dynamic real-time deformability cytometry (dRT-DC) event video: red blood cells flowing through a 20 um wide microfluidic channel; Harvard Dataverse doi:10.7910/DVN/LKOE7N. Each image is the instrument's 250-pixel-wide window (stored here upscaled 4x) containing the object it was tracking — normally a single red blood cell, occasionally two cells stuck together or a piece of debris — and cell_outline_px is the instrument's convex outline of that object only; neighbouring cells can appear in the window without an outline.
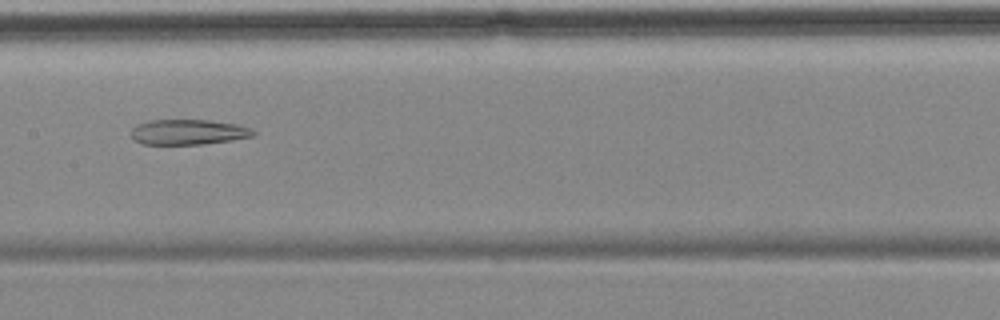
{"species": "common noctule bat (a hibernating species)", "species_latin": "Nyctalus noctula", "temperature_condition": "cold", "stored_images_in_passage": 9, "camera_frame_rate_fps": 3000, "um_per_image_px": 0.085, "animal": {"sex": "female", "body_mass_g": 18.4}, "frame": {"image": 1, "passage_image": 8, "time_ms": 8.0, "image_size_px": [1000, 320], "cell_outline_px": [[256, 132], [252, 136], [232, 140], [204, 144], [144, 144], [136, 140], [132, 136], [132, 128], [136, 124], [148, 120], [208, 120], [236, 124], [252, 128]], "centroid_in_image_um": [16.01, 11.22], "position_along_channel_um": 191.4, "area_um2": 17.92}}
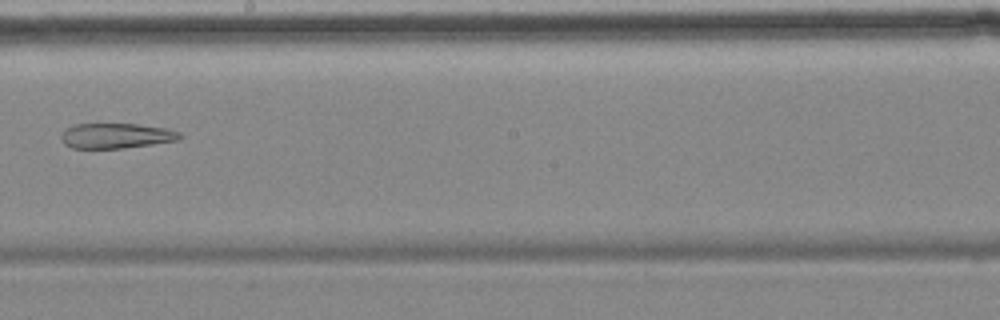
{"frame": {"image": 2, "passage_image": 9, "time_ms": 9.333, "image_size_px": [1000, 320], "cell_outline_px": [[184, 136], [176, 140], [152, 144], [124, 148], [72, 148], [64, 144], [60, 136], [68, 128], [76, 124], [136, 124], [164, 128], [180, 132]], "centroid_in_image_um": [9.88, 11.54], "position_along_channel_um": 238.3, "area_um2": 17.17}}